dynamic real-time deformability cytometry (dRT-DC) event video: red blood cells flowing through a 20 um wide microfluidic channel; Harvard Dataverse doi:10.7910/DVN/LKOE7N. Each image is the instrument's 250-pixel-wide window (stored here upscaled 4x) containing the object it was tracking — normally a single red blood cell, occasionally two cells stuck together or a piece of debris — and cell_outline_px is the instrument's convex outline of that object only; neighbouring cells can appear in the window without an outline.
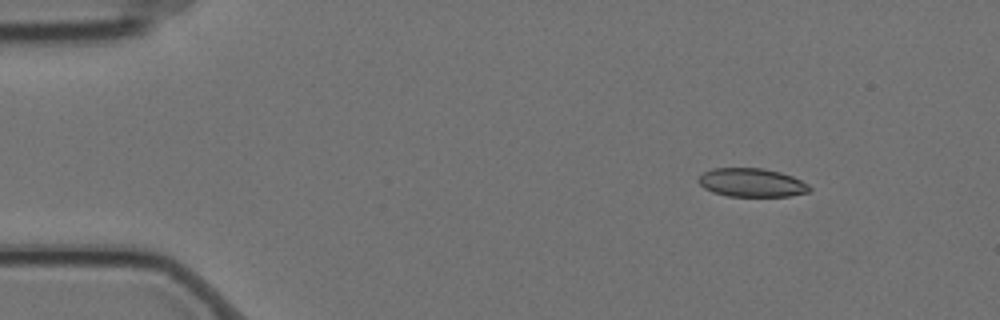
{"species": "Egyptian fruit bat (a non-hibernating species)", "species_latin": "Rousettus aegyptiacus", "temperature_condition": "cold", "stored_images_in_passage": 5, "camera_frame_rate_fps": 3000, "um_per_image_px": 0.085, "animal": {"sex": "female"}, "frame": {"image": 1, "passage_image": 3, "time_ms": 0.667, "image_size_px": [1000, 320], "cell_outline_px": [[812, 192], [788, 196], [728, 196], [712, 192], [704, 188], [696, 180], [704, 172], [712, 168], [764, 168], [780, 172], [792, 176], [808, 184], [812, 188]], "centroid_in_image_um": [63.91, 15.52], "position_along_channel_um": 21.1, "area_um2": 18.61}}